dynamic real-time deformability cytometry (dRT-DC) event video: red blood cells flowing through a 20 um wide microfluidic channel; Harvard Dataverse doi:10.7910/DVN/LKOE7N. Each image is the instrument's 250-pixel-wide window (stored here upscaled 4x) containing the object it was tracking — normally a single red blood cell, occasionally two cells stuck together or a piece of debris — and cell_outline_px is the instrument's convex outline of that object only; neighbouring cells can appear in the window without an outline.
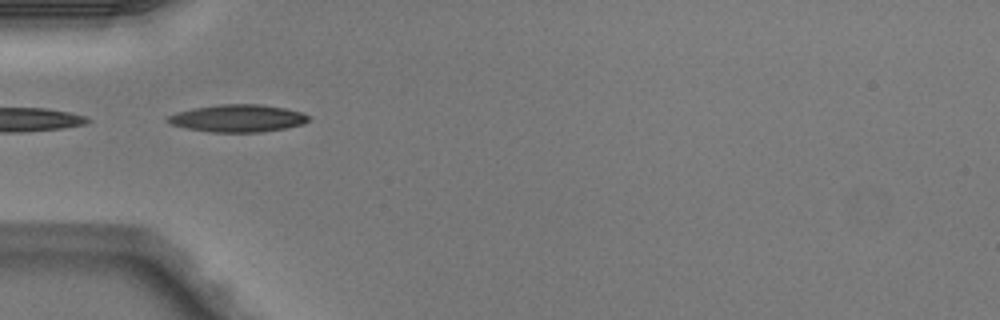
{"species": "Egyptian fruit bat (a non-hibernating species)", "species_latin": "Rousettus aegyptiacus", "temperature_condition": "warm", "stored_images_in_passage": 18, "camera_frame_rate_fps": 3000, "um_per_image_px": 0.085, "animal": {"sex": "male"}, "frame": {"image": 1, "passage_image": 2, "time_ms": 0.333, "image_size_px": [1000, 320], "cell_outline_px": [[312, 120], [304, 124], [284, 128], [260, 132], [212, 132], [188, 128], [172, 124], [164, 120], [168, 116], [176, 112], [192, 108], [220, 104], [260, 104], [284, 108], [304, 112]], "centroid_in_image_um": [20.24, 10.04], "position_along_channel_um": 64.8, "area_um2": 22.54}}
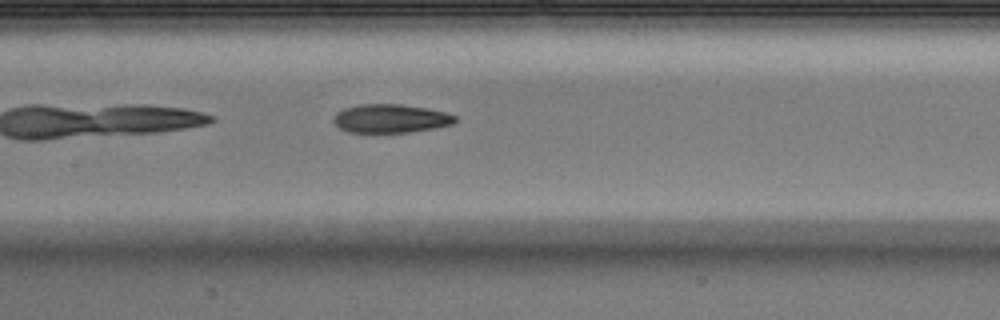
{"frame": {"image": 2, "passage_image": 10, "time_ms": 3.0, "image_size_px": [1000, 320], "cell_outline_px": [[460, 120], [452, 124], [436, 128], [408, 132], [376, 136], [348, 132], [340, 128], [332, 120], [332, 116], [336, 112], [344, 108], [360, 104], [400, 104], [428, 108], [444, 112], [456, 116]], "centroid_in_image_um": [33.16, 10.12], "position_along_channel_um": 174.2, "area_um2": 21.27}}
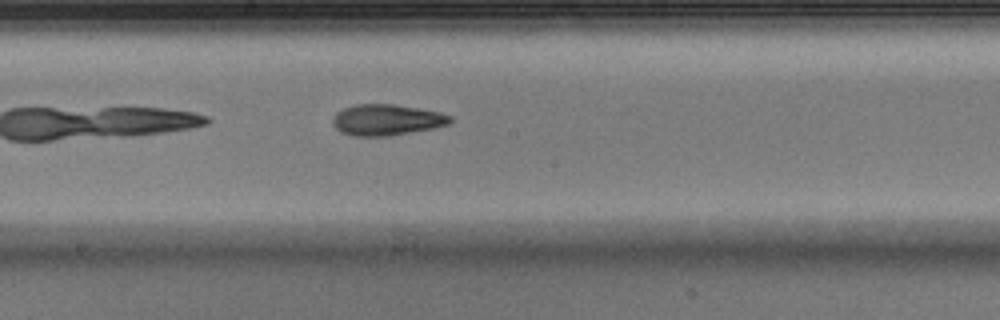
{"frame": {"image": 3, "passage_image": 13, "time_ms": 4.0, "image_size_px": [1000, 320], "cell_outline_px": [[452, 120], [448, 124], [432, 128], [392, 136], [352, 136], [340, 132], [332, 124], [332, 116], [336, 112], [344, 108], [356, 104], [392, 104], [440, 112], [452, 116]], "centroid_in_image_um": [32.82, 10.19], "position_along_channel_um": 215.4, "area_um2": 21.33}}